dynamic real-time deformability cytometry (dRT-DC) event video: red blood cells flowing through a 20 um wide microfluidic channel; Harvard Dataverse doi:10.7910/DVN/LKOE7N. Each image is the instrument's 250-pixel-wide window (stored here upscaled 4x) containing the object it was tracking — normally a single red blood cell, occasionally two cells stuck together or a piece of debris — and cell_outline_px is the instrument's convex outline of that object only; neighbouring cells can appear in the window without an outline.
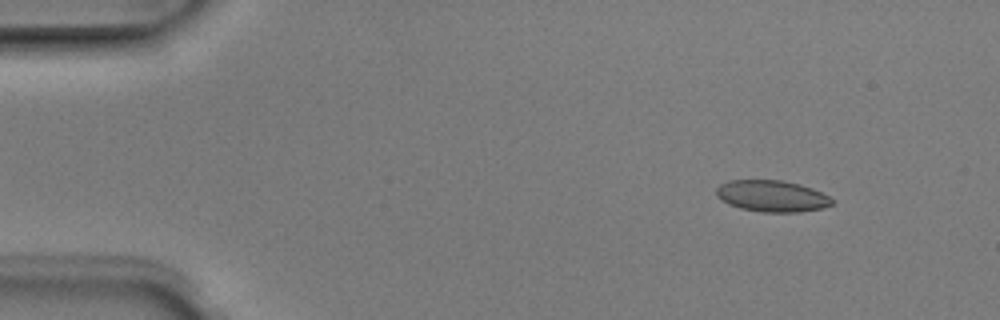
{"species": "Egyptian fruit bat (a non-hibernating species)", "species_latin": "Rousettus aegyptiacus", "temperature_condition": "room temperature", "stored_images_in_passage": 7, "camera_frame_rate_fps": 3000, "um_per_image_px": 0.085, "animal": {"sex": "male"}, "frame": {"image": 1, "passage_image": 2, "time_ms": 0.333, "image_size_px": [1000, 320], "cell_outline_px": [[836, 200], [832, 204], [820, 208], [800, 212], [764, 212], [740, 208], [728, 204], [716, 196], [716, 188], [720, 184], [728, 180], [780, 180], [800, 184], [812, 188]], "centroid_in_image_um": [65.6, 16.66], "position_along_channel_um": 19.4, "area_um2": 21.21}}
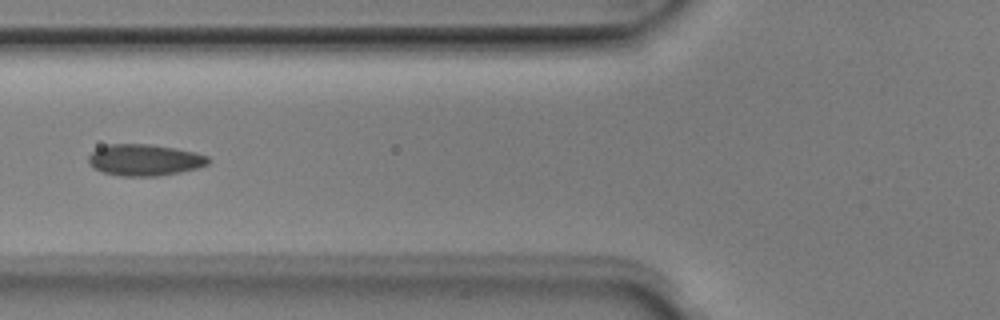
{"frame": {"image": 2, "passage_image": 6, "time_ms": 1.667, "image_size_px": [1000, 320], "cell_outline_px": [[212, 160], [208, 164], [196, 168], [180, 172], [156, 176], [120, 176], [104, 172], [96, 168], [88, 160], [88, 156], [96, 148], [108, 144], [152, 144], [176, 148], [196, 152], [208, 156]], "centroid_in_image_um": [12.33, 13.58], "position_along_channel_um": 113.5, "area_um2": 21.96}}
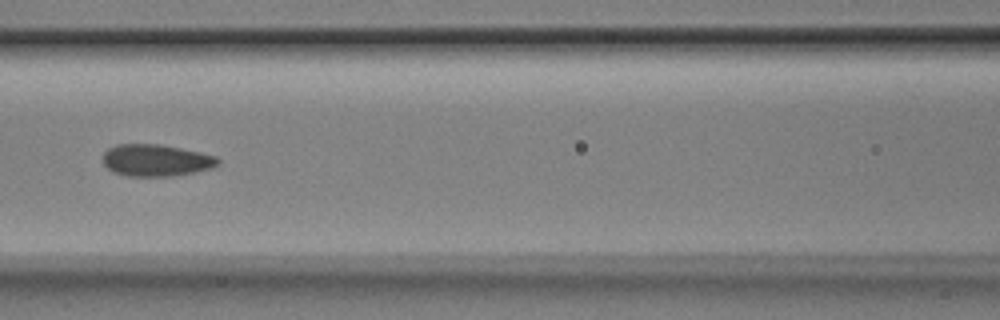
{"frame": {"image": 3, "passage_image": 7, "time_ms": 2.0, "image_size_px": [1000, 320], "cell_outline_px": [[220, 164], [212, 168], [172, 176], [128, 176], [112, 172], [104, 164], [104, 152], [108, 148], [116, 144], [160, 144], [200, 152], [216, 156], [220, 160]], "centroid_in_image_um": [13.26, 13.62], "position_along_channel_um": 153.3, "area_um2": 21.39}}